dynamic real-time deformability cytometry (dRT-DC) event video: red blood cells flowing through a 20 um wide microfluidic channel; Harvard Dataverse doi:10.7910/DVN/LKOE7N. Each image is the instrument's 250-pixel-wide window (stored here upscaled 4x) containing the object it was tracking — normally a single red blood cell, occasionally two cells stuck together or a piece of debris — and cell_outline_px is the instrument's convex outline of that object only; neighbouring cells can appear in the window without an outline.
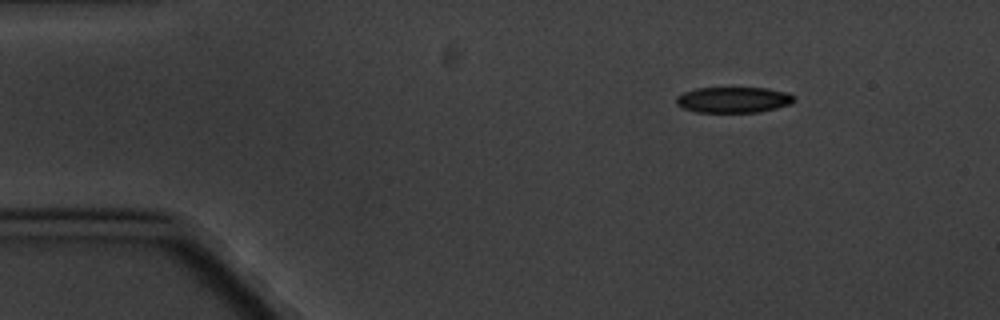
{"species": "common noctule bat (a hibernating species)", "species_latin": "Nyctalus noctula", "temperature_condition": "cold", "stored_images_in_passage": 3, "camera_frame_rate_fps": 3000, "um_per_image_px": 0.085, "animal": {"sex": "male", "body_mass_g": 20.1, "forearm_length_mm": 53.5}, "frame": {"image": 1, "passage_image": 1, "time_ms": 0.0, "image_size_px": [1000, 320], "cell_outline_px": [[796, 100], [792, 104], [760, 112], [696, 112], [684, 108], [676, 104], [676, 96], [684, 92], [696, 88], [768, 88], [788, 92], [796, 96]], "centroid_in_image_um": [62.39, 8.48], "position_along_channel_um": 22.6, "area_um2": 17.92}}